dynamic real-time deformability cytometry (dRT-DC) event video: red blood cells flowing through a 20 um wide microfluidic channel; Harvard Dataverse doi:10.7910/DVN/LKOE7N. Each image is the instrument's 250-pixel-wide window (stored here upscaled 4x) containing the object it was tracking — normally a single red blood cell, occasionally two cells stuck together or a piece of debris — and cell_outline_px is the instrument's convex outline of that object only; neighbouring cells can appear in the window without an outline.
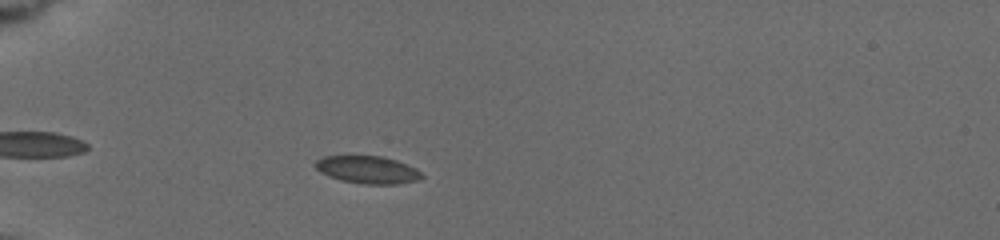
{"species": "common noctule bat (a hibernating species)", "species_latin": "Nyctalus noctula", "temperature_condition": "cold", "stored_images_in_passage": 27, "camera_frame_rate_fps": 3000, "um_per_image_px": 0.085, "animal": {"sex": "female", "body_mass_g": 19.5, "forearm_length_mm": 54.1}, "frame": {"image": 1, "passage_image": 7, "time_ms": 2.0, "image_size_px": [1000, 240], "cell_outline_px": [[424, 176], [416, 180], [396, 184], [364, 184], [340, 180], [328, 176], [320, 172], [312, 164], [316, 160], [324, 156], [380, 156], [396, 160], [408, 164], [416, 168]], "centroid_in_image_um": [31.21, 14.42], "position_along_channel_um": 53.8, "area_um2": 17.11}}
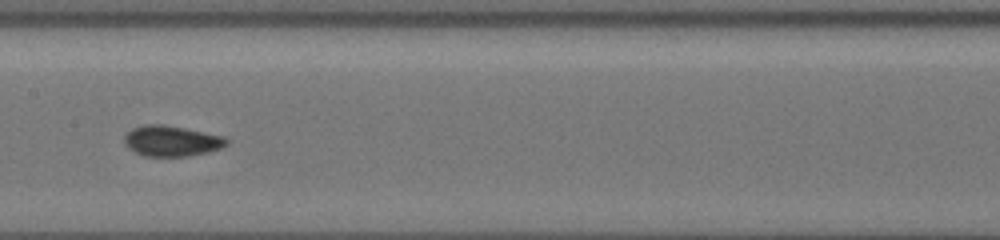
{"frame": {"image": 2, "passage_image": 18, "time_ms": 6.333, "image_size_px": [1000, 240], "cell_outline_px": [[228, 144], [220, 148], [208, 152], [188, 156], [144, 156], [128, 148], [124, 144], [124, 136], [132, 128], [144, 124], [164, 124], [224, 136], [228, 140]], "centroid_in_image_um": [14.57, 11.98], "position_along_channel_um": 192.8, "area_um2": 18.26}}
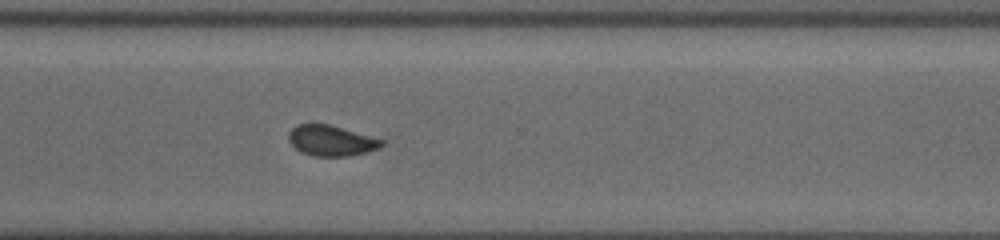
{"frame": {"image": 3, "passage_image": 27, "time_ms": 10.333, "image_size_px": [1000, 240], "cell_outline_px": [[384, 144], [380, 148], [348, 156], [316, 156], [300, 152], [288, 140], [288, 132], [296, 124], [328, 124], [384, 140]], "centroid_in_image_um": [28.12, 11.95], "position_along_channel_um": 342.5, "area_um2": 16.42}}